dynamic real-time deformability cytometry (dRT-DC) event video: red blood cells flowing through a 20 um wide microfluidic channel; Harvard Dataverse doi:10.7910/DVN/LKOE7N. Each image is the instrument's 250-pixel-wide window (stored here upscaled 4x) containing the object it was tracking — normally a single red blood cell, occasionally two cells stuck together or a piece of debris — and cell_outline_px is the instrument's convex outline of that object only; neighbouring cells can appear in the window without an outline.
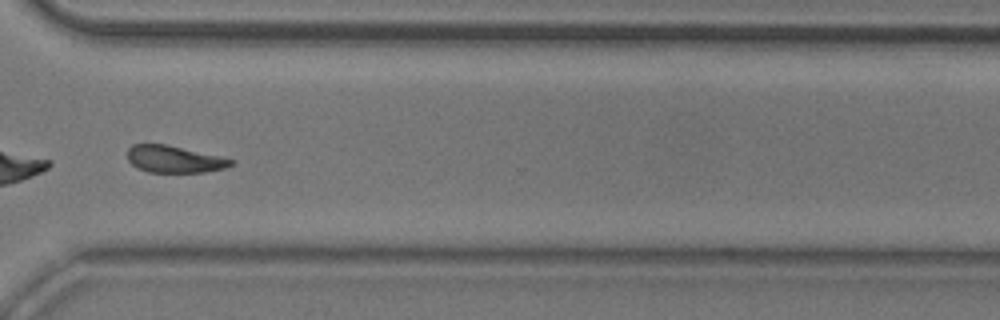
{"species": "common noctule bat (a hibernating species)", "species_latin": "Nyctalus noctula", "temperature_condition": "room temperature", "stored_images_in_passage": 43, "camera_frame_rate_fps": 3000, "um_per_image_px": 0.085, "animal": {"sex": "male", "body_mass_g": 20.5, "forearm_length_mm": 52.5}, "frame": {"image": 1, "passage_image": 37, "time_ms": 12.0, "image_size_px": [1000, 320], "cell_outline_px": [[236, 160], [232, 164], [224, 168], [204, 172], [148, 172], [136, 168], [128, 160], [128, 148], [132, 144], [168, 144], [220, 156]], "centroid_in_image_um": [14.8, 13.52], "position_along_channel_um": 355.8, "area_um2": 16.36}, "authors_computed_cell_mechanics": {"area_um2": 17.5712, "velocity_mm_per_s": 3.9295, "shape_relaxation_time_tau1_ms": 3.0629, "shape_relaxation_time_tau2_ms": 8.1004, "deformation_change_tau1": 0.146, "deformation_change_tau2": 0.1809}}